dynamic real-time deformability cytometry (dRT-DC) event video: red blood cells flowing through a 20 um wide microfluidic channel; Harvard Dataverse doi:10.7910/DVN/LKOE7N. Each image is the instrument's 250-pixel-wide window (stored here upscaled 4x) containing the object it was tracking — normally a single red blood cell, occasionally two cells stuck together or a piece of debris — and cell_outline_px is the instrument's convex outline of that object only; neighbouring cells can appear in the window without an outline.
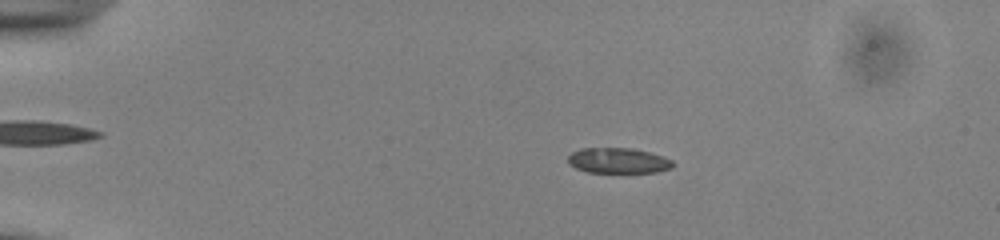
{"species": "common noctule bat (a hibernating species)", "species_latin": "Nyctalus noctula", "temperature_condition": "cold", "stored_images_in_passage": 54, "camera_frame_rate_fps": 3000, "um_per_image_px": 0.085, "animal": {"sex": "male", "body_mass_g": 13.0, "forearm_length_mm": 53.1}, "frame": {"image": 1, "passage_image": 11, "time_ms": 3.333, "image_size_px": [1000, 240], "cell_outline_px": [[676, 164], [672, 168], [656, 172], [588, 172], [576, 168], [568, 164], [568, 156], [572, 152], [580, 148], [632, 148], [664, 156], [672, 160]], "centroid_in_image_um": [52.56, 13.65], "position_along_channel_um": 32.4, "area_um2": 15.61}}
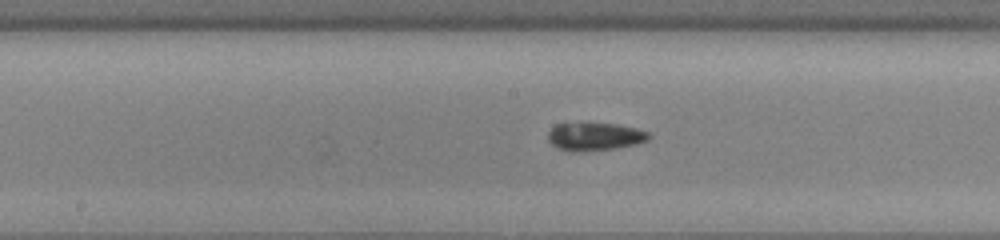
{"frame": {"image": 2, "passage_image": 29, "time_ms": 9.333, "image_size_px": [1000, 240], "cell_outline_px": [[652, 136], [648, 140], [636, 144], [616, 148], [580, 152], [568, 152], [556, 148], [548, 140], [548, 132], [556, 124], [616, 124], [636, 128], [648, 132]], "centroid_in_image_um": [50.55, 11.63], "position_along_channel_um": 197.7, "area_um2": 16.42}}
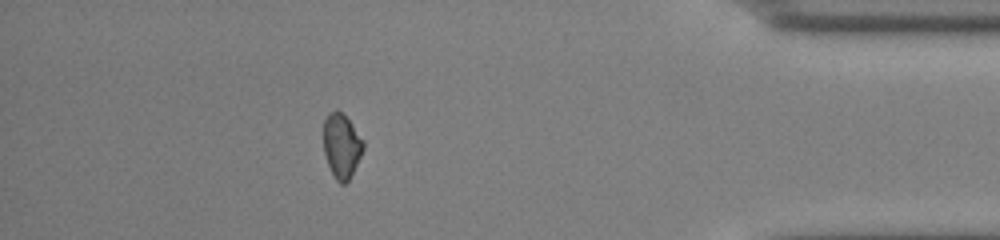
{"frame": {"image": 3, "passage_image": 48, "time_ms": 15.667, "image_size_px": [1000, 240], "cell_outline_px": [[364, 148], [348, 180], [344, 184], [340, 184], [336, 180], [328, 164], [324, 152], [324, 120], [328, 112], [336, 108], [352, 124], [364, 140]], "centroid_in_image_um": [29.03, 12.36], "position_along_channel_um": 406.2, "area_um2": 14.74}, "authors_computed_cell_mechanics": {"area_um2": 15.8083, "velocity_mm_per_s": 3.8874, "shape_relaxation_time_tau1_ms": 9.3203, "shape_relaxation_time_tau2_ms": 7.9079, "deformation_change_tau1": 0.1341, "deformation_change_tau2": 0.1319}}